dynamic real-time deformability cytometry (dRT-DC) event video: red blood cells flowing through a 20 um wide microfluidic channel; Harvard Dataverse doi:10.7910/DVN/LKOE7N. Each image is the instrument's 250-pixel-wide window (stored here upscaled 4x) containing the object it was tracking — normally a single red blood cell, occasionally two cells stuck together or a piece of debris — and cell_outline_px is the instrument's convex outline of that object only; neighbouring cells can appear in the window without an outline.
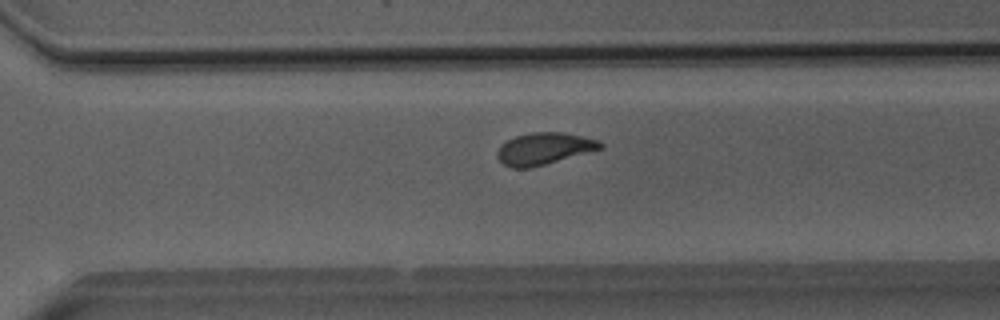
{"species": "Egyptian fruit bat (a non-hibernating species)", "species_latin": "Rousettus aegyptiacus", "temperature_condition": "room temperature", "stored_images_in_passage": 37, "camera_frame_rate_fps": 3000, "um_per_image_px": 0.085, "animal": {"sex": "male"}, "frame": {"image": 1, "passage_image": 22, "time_ms": 7.0, "image_size_px": [1000, 320], "cell_outline_px": [[604, 148], [532, 168], [512, 168], [504, 164], [496, 156], [496, 152], [500, 144], [516, 136], [532, 132], [564, 132], [584, 136], [600, 140], [604, 144]], "centroid_in_image_um": [46.27, 12.63], "position_along_channel_um": 324.3, "area_um2": 19.42}}
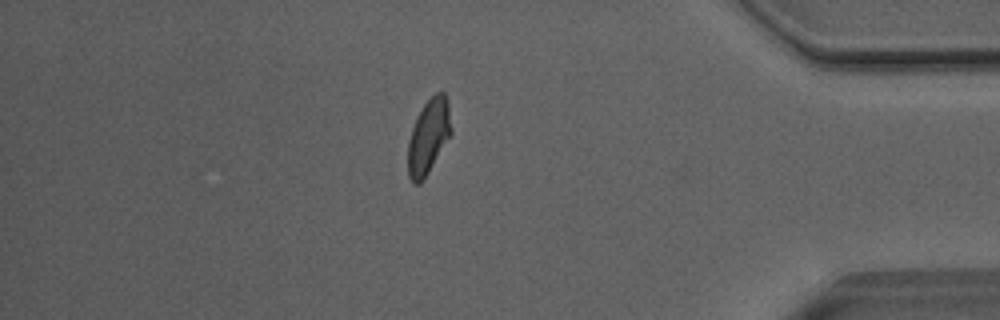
{"frame": {"image": 2, "passage_image": 30, "time_ms": 9.667, "image_size_px": [1000, 320], "cell_outline_px": [[452, 132], [428, 172], [420, 184], [412, 184], [408, 176], [408, 140], [412, 128], [424, 104], [436, 92], [444, 92], [448, 100], [452, 128]], "centroid_in_image_um": [36.42, 11.6], "position_along_channel_um": 398.8, "area_um2": 18.67}}
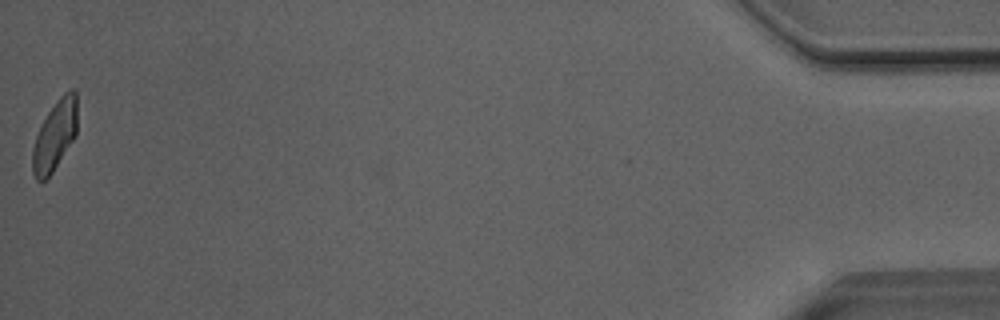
{"frame": {"image": 3, "passage_image": 37, "time_ms": 12.0, "image_size_px": [1000, 320], "cell_outline_px": [[76, 136], [52, 172], [44, 180], [36, 180], [32, 172], [32, 148], [36, 136], [48, 112], [60, 96], [64, 92], [72, 88], [76, 92]], "centroid_in_image_um": [4.66, 11.52], "position_along_channel_um": 430.5, "area_um2": 17.98}, "authors_computed_cell_mechanics": {"area_um2": 19.2474, "velocity_mm_per_s": 4.063, "shape_relaxation_time_tau1_ms": 4.0785, "shape_relaxation_time_tau2_ms": 1.1948, "deformation_change_tau1": 0.1206, "deformation_change_tau2": 0.0678}}